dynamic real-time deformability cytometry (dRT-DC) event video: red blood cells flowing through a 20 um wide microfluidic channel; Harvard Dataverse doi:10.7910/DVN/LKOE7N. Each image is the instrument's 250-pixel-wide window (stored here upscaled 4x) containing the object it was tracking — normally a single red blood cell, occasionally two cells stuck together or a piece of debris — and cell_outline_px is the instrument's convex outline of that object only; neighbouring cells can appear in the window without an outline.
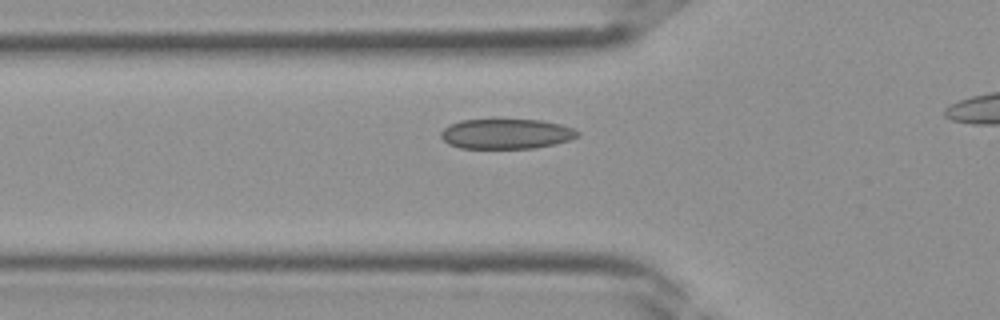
{"species": "Egyptian fruit bat (a non-hibernating species)", "species_latin": "Rousettus aegyptiacus", "temperature_condition": "room temperature", "stored_images_in_passage": 27, "camera_frame_rate_fps": 3000, "um_per_image_px": 0.085, "frame": {"image": 1, "passage_image": 8, "time_ms": 2.333, "image_size_px": [1000, 320], "cell_outline_px": [[580, 136], [568, 140], [536, 148], [460, 148], [448, 144], [440, 136], [440, 132], [448, 124], [460, 120], [540, 120], [560, 124], [572, 128], [580, 132]], "centroid_in_image_um": [43.0, 11.38], "position_along_channel_um": 82.8, "area_um2": 23.87}}
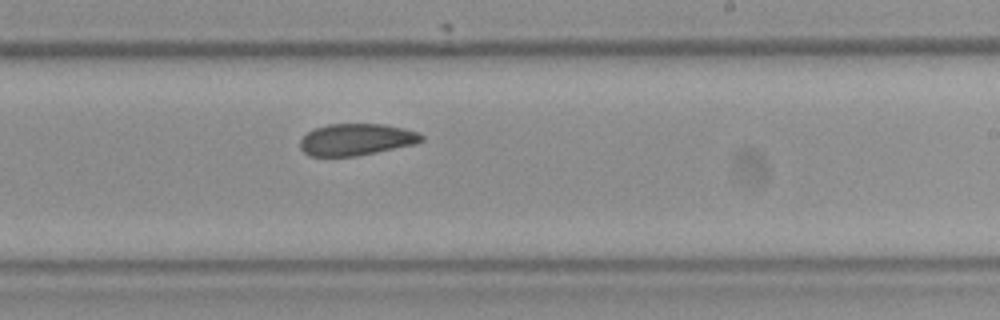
{"frame": {"image": 2, "passage_image": 18, "time_ms": 5.667, "image_size_px": [1000, 320], "cell_outline_px": [[424, 140], [416, 144], [356, 156], [308, 156], [300, 148], [300, 140], [308, 132], [316, 128], [328, 124], [384, 124], [404, 128], [416, 132], [424, 136]], "centroid_in_image_um": [30.29, 11.86], "position_along_channel_um": 258.7, "area_um2": 22.43}}
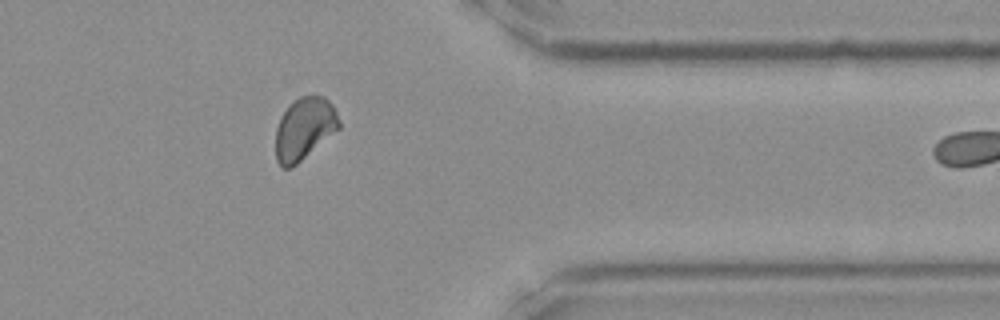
{"frame": {"image": 3, "passage_image": 26, "time_ms": 8.333, "image_size_px": [1000, 320], "cell_outline_px": [[340, 128], [292, 168], [280, 168], [276, 160], [276, 128], [280, 116], [300, 96], [324, 96], [332, 104], [340, 120]], "centroid_in_image_um": [25.86, 10.97], "position_along_channel_um": 385.5, "area_um2": 22.89}}